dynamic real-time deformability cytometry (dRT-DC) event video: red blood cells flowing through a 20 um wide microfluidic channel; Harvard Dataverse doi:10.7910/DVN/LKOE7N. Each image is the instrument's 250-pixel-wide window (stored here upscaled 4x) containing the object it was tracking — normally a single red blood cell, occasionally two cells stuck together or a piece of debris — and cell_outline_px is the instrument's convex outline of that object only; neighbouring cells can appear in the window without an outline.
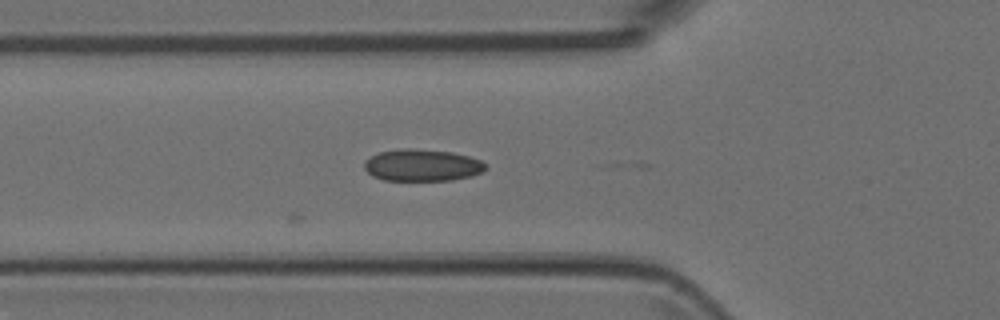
{"species": "Egyptian fruit bat (a non-hibernating species)", "species_latin": "Rousettus aegyptiacus", "temperature_condition": "room temperature", "stored_images_in_passage": 5, "camera_frame_rate_fps": 3000, "um_per_image_px": 0.085, "animal": {"sex": "female"}, "frame": {"image": 1, "passage_image": 5, "time_ms": 1.333, "image_size_px": [1000, 320], "cell_outline_px": [[488, 168], [484, 172], [472, 176], [452, 180], [384, 180], [372, 176], [364, 168], [364, 160], [380, 152], [400, 148], [412, 148], [452, 152], [468, 156], [480, 160]], "centroid_in_image_um": [35.89, 14.04], "position_along_channel_um": 89.9, "area_um2": 22.66}}